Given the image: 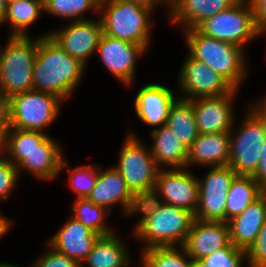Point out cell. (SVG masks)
Masks as SVG:
<instances>
[{
    "instance_id": "cell-32",
    "label": "cell",
    "mask_w": 266,
    "mask_h": 267,
    "mask_svg": "<svg viewBox=\"0 0 266 267\" xmlns=\"http://www.w3.org/2000/svg\"><path fill=\"white\" fill-rule=\"evenodd\" d=\"M65 158L67 157H64L61 169H64L65 167L69 168L68 182L71 189L75 192L76 196L74 199L87 198L98 179L100 164L79 165L72 169L68 165L69 163L65 161Z\"/></svg>"
},
{
    "instance_id": "cell-43",
    "label": "cell",
    "mask_w": 266,
    "mask_h": 267,
    "mask_svg": "<svg viewBox=\"0 0 266 267\" xmlns=\"http://www.w3.org/2000/svg\"><path fill=\"white\" fill-rule=\"evenodd\" d=\"M126 1H131V2H136L139 3L141 5L147 6V7H151L156 9V6H165L166 10L168 7V0H126Z\"/></svg>"
},
{
    "instance_id": "cell-8",
    "label": "cell",
    "mask_w": 266,
    "mask_h": 267,
    "mask_svg": "<svg viewBox=\"0 0 266 267\" xmlns=\"http://www.w3.org/2000/svg\"><path fill=\"white\" fill-rule=\"evenodd\" d=\"M63 102L56 95L34 89L14 94L10 97L11 128L46 133L45 128L57 119Z\"/></svg>"
},
{
    "instance_id": "cell-42",
    "label": "cell",
    "mask_w": 266,
    "mask_h": 267,
    "mask_svg": "<svg viewBox=\"0 0 266 267\" xmlns=\"http://www.w3.org/2000/svg\"><path fill=\"white\" fill-rule=\"evenodd\" d=\"M14 223V220H11L10 218L4 216V214L2 215V213L0 212V238L5 236L9 232L11 226Z\"/></svg>"
},
{
    "instance_id": "cell-14",
    "label": "cell",
    "mask_w": 266,
    "mask_h": 267,
    "mask_svg": "<svg viewBox=\"0 0 266 267\" xmlns=\"http://www.w3.org/2000/svg\"><path fill=\"white\" fill-rule=\"evenodd\" d=\"M62 27L51 30L49 36L70 56L87 66L89 57L97 52L103 34L100 18L68 22Z\"/></svg>"
},
{
    "instance_id": "cell-40",
    "label": "cell",
    "mask_w": 266,
    "mask_h": 267,
    "mask_svg": "<svg viewBox=\"0 0 266 267\" xmlns=\"http://www.w3.org/2000/svg\"><path fill=\"white\" fill-rule=\"evenodd\" d=\"M10 97L0 90V139L11 128Z\"/></svg>"
},
{
    "instance_id": "cell-25",
    "label": "cell",
    "mask_w": 266,
    "mask_h": 267,
    "mask_svg": "<svg viewBox=\"0 0 266 267\" xmlns=\"http://www.w3.org/2000/svg\"><path fill=\"white\" fill-rule=\"evenodd\" d=\"M116 234L100 236L80 267L130 266L132 257L129 255V248Z\"/></svg>"
},
{
    "instance_id": "cell-27",
    "label": "cell",
    "mask_w": 266,
    "mask_h": 267,
    "mask_svg": "<svg viewBox=\"0 0 266 267\" xmlns=\"http://www.w3.org/2000/svg\"><path fill=\"white\" fill-rule=\"evenodd\" d=\"M166 125L175 132L178 139L189 148L199 135L193 111L192 100L178 97L172 104Z\"/></svg>"
},
{
    "instance_id": "cell-36",
    "label": "cell",
    "mask_w": 266,
    "mask_h": 267,
    "mask_svg": "<svg viewBox=\"0 0 266 267\" xmlns=\"http://www.w3.org/2000/svg\"><path fill=\"white\" fill-rule=\"evenodd\" d=\"M0 156V201H6L18 185L20 176L17 167L2 153Z\"/></svg>"
},
{
    "instance_id": "cell-13",
    "label": "cell",
    "mask_w": 266,
    "mask_h": 267,
    "mask_svg": "<svg viewBox=\"0 0 266 267\" xmlns=\"http://www.w3.org/2000/svg\"><path fill=\"white\" fill-rule=\"evenodd\" d=\"M148 51L144 46L102 34L97 52L105 69L124 86L134 81L136 62Z\"/></svg>"
},
{
    "instance_id": "cell-44",
    "label": "cell",
    "mask_w": 266,
    "mask_h": 267,
    "mask_svg": "<svg viewBox=\"0 0 266 267\" xmlns=\"http://www.w3.org/2000/svg\"><path fill=\"white\" fill-rule=\"evenodd\" d=\"M6 7L7 5L5 3V0H0V25H3Z\"/></svg>"
},
{
    "instance_id": "cell-22",
    "label": "cell",
    "mask_w": 266,
    "mask_h": 267,
    "mask_svg": "<svg viewBox=\"0 0 266 267\" xmlns=\"http://www.w3.org/2000/svg\"><path fill=\"white\" fill-rule=\"evenodd\" d=\"M230 159V132L201 134L188 148L187 168L191 166L219 167Z\"/></svg>"
},
{
    "instance_id": "cell-30",
    "label": "cell",
    "mask_w": 266,
    "mask_h": 267,
    "mask_svg": "<svg viewBox=\"0 0 266 267\" xmlns=\"http://www.w3.org/2000/svg\"><path fill=\"white\" fill-rule=\"evenodd\" d=\"M72 204L71 217L79 220L86 227L100 236L114 233V230H112L105 221L106 217L108 218L111 213L106 208L94 204L88 198L75 199Z\"/></svg>"
},
{
    "instance_id": "cell-29",
    "label": "cell",
    "mask_w": 266,
    "mask_h": 267,
    "mask_svg": "<svg viewBox=\"0 0 266 267\" xmlns=\"http://www.w3.org/2000/svg\"><path fill=\"white\" fill-rule=\"evenodd\" d=\"M140 257L141 267H195L182 246L150 247Z\"/></svg>"
},
{
    "instance_id": "cell-41",
    "label": "cell",
    "mask_w": 266,
    "mask_h": 267,
    "mask_svg": "<svg viewBox=\"0 0 266 267\" xmlns=\"http://www.w3.org/2000/svg\"><path fill=\"white\" fill-rule=\"evenodd\" d=\"M252 177L258 182V185L266 191V142L262 146L258 169Z\"/></svg>"
},
{
    "instance_id": "cell-4",
    "label": "cell",
    "mask_w": 266,
    "mask_h": 267,
    "mask_svg": "<svg viewBox=\"0 0 266 267\" xmlns=\"http://www.w3.org/2000/svg\"><path fill=\"white\" fill-rule=\"evenodd\" d=\"M154 12V8L136 2L104 0L99 9L103 34L142 45L149 50Z\"/></svg>"
},
{
    "instance_id": "cell-31",
    "label": "cell",
    "mask_w": 266,
    "mask_h": 267,
    "mask_svg": "<svg viewBox=\"0 0 266 267\" xmlns=\"http://www.w3.org/2000/svg\"><path fill=\"white\" fill-rule=\"evenodd\" d=\"M99 9L98 0H44V12L47 15L63 18L69 22L90 20L83 15L92 10L98 17Z\"/></svg>"
},
{
    "instance_id": "cell-16",
    "label": "cell",
    "mask_w": 266,
    "mask_h": 267,
    "mask_svg": "<svg viewBox=\"0 0 266 267\" xmlns=\"http://www.w3.org/2000/svg\"><path fill=\"white\" fill-rule=\"evenodd\" d=\"M238 89L217 97H200L192 100L198 132L212 134L230 132L235 123L234 99Z\"/></svg>"
},
{
    "instance_id": "cell-1",
    "label": "cell",
    "mask_w": 266,
    "mask_h": 267,
    "mask_svg": "<svg viewBox=\"0 0 266 267\" xmlns=\"http://www.w3.org/2000/svg\"><path fill=\"white\" fill-rule=\"evenodd\" d=\"M86 67L65 52L49 35L40 36L34 59L33 89L66 101L83 80Z\"/></svg>"
},
{
    "instance_id": "cell-23",
    "label": "cell",
    "mask_w": 266,
    "mask_h": 267,
    "mask_svg": "<svg viewBox=\"0 0 266 267\" xmlns=\"http://www.w3.org/2000/svg\"><path fill=\"white\" fill-rule=\"evenodd\" d=\"M87 198L109 212H112V207L119 203L125 216L131 202L132 192L115 167L111 166L104 170L100 164L98 179Z\"/></svg>"
},
{
    "instance_id": "cell-3",
    "label": "cell",
    "mask_w": 266,
    "mask_h": 267,
    "mask_svg": "<svg viewBox=\"0 0 266 267\" xmlns=\"http://www.w3.org/2000/svg\"><path fill=\"white\" fill-rule=\"evenodd\" d=\"M182 32L188 47V54L208 65L239 90L249 72L246 50L231 43L205 36L196 28Z\"/></svg>"
},
{
    "instance_id": "cell-5",
    "label": "cell",
    "mask_w": 266,
    "mask_h": 267,
    "mask_svg": "<svg viewBox=\"0 0 266 267\" xmlns=\"http://www.w3.org/2000/svg\"><path fill=\"white\" fill-rule=\"evenodd\" d=\"M8 36L6 45L0 46V90L8 97L33 89L34 59L40 36ZM4 48V49H3Z\"/></svg>"
},
{
    "instance_id": "cell-2",
    "label": "cell",
    "mask_w": 266,
    "mask_h": 267,
    "mask_svg": "<svg viewBox=\"0 0 266 267\" xmlns=\"http://www.w3.org/2000/svg\"><path fill=\"white\" fill-rule=\"evenodd\" d=\"M247 109L239 127L235 130L233 124L230 130L228 165L236 175L253 176L266 142V98L248 104Z\"/></svg>"
},
{
    "instance_id": "cell-19",
    "label": "cell",
    "mask_w": 266,
    "mask_h": 267,
    "mask_svg": "<svg viewBox=\"0 0 266 267\" xmlns=\"http://www.w3.org/2000/svg\"><path fill=\"white\" fill-rule=\"evenodd\" d=\"M99 237V234L69 216L59 231L48 240V245L81 265Z\"/></svg>"
},
{
    "instance_id": "cell-6",
    "label": "cell",
    "mask_w": 266,
    "mask_h": 267,
    "mask_svg": "<svg viewBox=\"0 0 266 267\" xmlns=\"http://www.w3.org/2000/svg\"><path fill=\"white\" fill-rule=\"evenodd\" d=\"M194 214L166 203L158 208L133 233L142 240L145 250L150 247L183 246L191 230Z\"/></svg>"
},
{
    "instance_id": "cell-18",
    "label": "cell",
    "mask_w": 266,
    "mask_h": 267,
    "mask_svg": "<svg viewBox=\"0 0 266 267\" xmlns=\"http://www.w3.org/2000/svg\"><path fill=\"white\" fill-rule=\"evenodd\" d=\"M176 91L160 83H148L138 90L134 99L137 117L144 124L160 127L166 124L169 110L179 97Z\"/></svg>"
},
{
    "instance_id": "cell-12",
    "label": "cell",
    "mask_w": 266,
    "mask_h": 267,
    "mask_svg": "<svg viewBox=\"0 0 266 267\" xmlns=\"http://www.w3.org/2000/svg\"><path fill=\"white\" fill-rule=\"evenodd\" d=\"M51 136L31 151H0L18 169L29 172L38 180L52 181L61 174L64 159L63 148Z\"/></svg>"
},
{
    "instance_id": "cell-39",
    "label": "cell",
    "mask_w": 266,
    "mask_h": 267,
    "mask_svg": "<svg viewBox=\"0 0 266 267\" xmlns=\"http://www.w3.org/2000/svg\"><path fill=\"white\" fill-rule=\"evenodd\" d=\"M258 27V36L266 34V0H248Z\"/></svg>"
},
{
    "instance_id": "cell-7",
    "label": "cell",
    "mask_w": 266,
    "mask_h": 267,
    "mask_svg": "<svg viewBox=\"0 0 266 267\" xmlns=\"http://www.w3.org/2000/svg\"><path fill=\"white\" fill-rule=\"evenodd\" d=\"M196 29L205 36L243 49H246L248 42L251 43L259 37L248 0H239L227 10L205 19Z\"/></svg>"
},
{
    "instance_id": "cell-10",
    "label": "cell",
    "mask_w": 266,
    "mask_h": 267,
    "mask_svg": "<svg viewBox=\"0 0 266 267\" xmlns=\"http://www.w3.org/2000/svg\"><path fill=\"white\" fill-rule=\"evenodd\" d=\"M236 173L229 165L210 167L199 181V201L194 217L202 221L226 222V200Z\"/></svg>"
},
{
    "instance_id": "cell-21",
    "label": "cell",
    "mask_w": 266,
    "mask_h": 267,
    "mask_svg": "<svg viewBox=\"0 0 266 267\" xmlns=\"http://www.w3.org/2000/svg\"><path fill=\"white\" fill-rule=\"evenodd\" d=\"M266 222V191L251 202L242 213L227 221L231 244L247 251L256 241Z\"/></svg>"
},
{
    "instance_id": "cell-34",
    "label": "cell",
    "mask_w": 266,
    "mask_h": 267,
    "mask_svg": "<svg viewBox=\"0 0 266 267\" xmlns=\"http://www.w3.org/2000/svg\"><path fill=\"white\" fill-rule=\"evenodd\" d=\"M48 133L10 128L0 139V151H31L38 147Z\"/></svg>"
},
{
    "instance_id": "cell-26",
    "label": "cell",
    "mask_w": 266,
    "mask_h": 267,
    "mask_svg": "<svg viewBox=\"0 0 266 267\" xmlns=\"http://www.w3.org/2000/svg\"><path fill=\"white\" fill-rule=\"evenodd\" d=\"M44 13V0H19L6 7L4 24L11 28L9 36H29L28 29Z\"/></svg>"
},
{
    "instance_id": "cell-37",
    "label": "cell",
    "mask_w": 266,
    "mask_h": 267,
    "mask_svg": "<svg viewBox=\"0 0 266 267\" xmlns=\"http://www.w3.org/2000/svg\"><path fill=\"white\" fill-rule=\"evenodd\" d=\"M48 248L28 267H80V265L65 254L59 253L47 244Z\"/></svg>"
},
{
    "instance_id": "cell-15",
    "label": "cell",
    "mask_w": 266,
    "mask_h": 267,
    "mask_svg": "<svg viewBox=\"0 0 266 267\" xmlns=\"http://www.w3.org/2000/svg\"><path fill=\"white\" fill-rule=\"evenodd\" d=\"M155 187L163 203L195 214L199 201V181L187 167L159 169Z\"/></svg>"
},
{
    "instance_id": "cell-9",
    "label": "cell",
    "mask_w": 266,
    "mask_h": 267,
    "mask_svg": "<svg viewBox=\"0 0 266 267\" xmlns=\"http://www.w3.org/2000/svg\"><path fill=\"white\" fill-rule=\"evenodd\" d=\"M128 133L120 149L118 163L113 166L133 193L155 187L159 167L150 147L140 140L135 132Z\"/></svg>"
},
{
    "instance_id": "cell-33",
    "label": "cell",
    "mask_w": 266,
    "mask_h": 267,
    "mask_svg": "<svg viewBox=\"0 0 266 267\" xmlns=\"http://www.w3.org/2000/svg\"><path fill=\"white\" fill-rule=\"evenodd\" d=\"M162 200L159 195V191L156 187L145 189L142 191H137L132 194L131 202L129 208L125 214L136 215L140 213L142 215L140 219L134 224L132 233L153 213H155L158 208L162 205Z\"/></svg>"
},
{
    "instance_id": "cell-11",
    "label": "cell",
    "mask_w": 266,
    "mask_h": 267,
    "mask_svg": "<svg viewBox=\"0 0 266 267\" xmlns=\"http://www.w3.org/2000/svg\"><path fill=\"white\" fill-rule=\"evenodd\" d=\"M182 99L217 97L231 93L235 88L208 65L187 54L178 73Z\"/></svg>"
},
{
    "instance_id": "cell-28",
    "label": "cell",
    "mask_w": 266,
    "mask_h": 267,
    "mask_svg": "<svg viewBox=\"0 0 266 267\" xmlns=\"http://www.w3.org/2000/svg\"><path fill=\"white\" fill-rule=\"evenodd\" d=\"M263 192L252 176L236 175L227 194L226 222L242 213Z\"/></svg>"
},
{
    "instance_id": "cell-35",
    "label": "cell",
    "mask_w": 266,
    "mask_h": 267,
    "mask_svg": "<svg viewBox=\"0 0 266 267\" xmlns=\"http://www.w3.org/2000/svg\"><path fill=\"white\" fill-rule=\"evenodd\" d=\"M244 260L247 262L246 251L225 247L195 262V267H243Z\"/></svg>"
},
{
    "instance_id": "cell-20",
    "label": "cell",
    "mask_w": 266,
    "mask_h": 267,
    "mask_svg": "<svg viewBox=\"0 0 266 267\" xmlns=\"http://www.w3.org/2000/svg\"><path fill=\"white\" fill-rule=\"evenodd\" d=\"M239 0H169V22L182 30L195 29L205 19L234 6Z\"/></svg>"
},
{
    "instance_id": "cell-45",
    "label": "cell",
    "mask_w": 266,
    "mask_h": 267,
    "mask_svg": "<svg viewBox=\"0 0 266 267\" xmlns=\"http://www.w3.org/2000/svg\"><path fill=\"white\" fill-rule=\"evenodd\" d=\"M17 265L6 263V262H0V267H16Z\"/></svg>"
},
{
    "instance_id": "cell-46",
    "label": "cell",
    "mask_w": 266,
    "mask_h": 267,
    "mask_svg": "<svg viewBox=\"0 0 266 267\" xmlns=\"http://www.w3.org/2000/svg\"><path fill=\"white\" fill-rule=\"evenodd\" d=\"M19 0H5L6 5H9L11 3L17 2Z\"/></svg>"
},
{
    "instance_id": "cell-17",
    "label": "cell",
    "mask_w": 266,
    "mask_h": 267,
    "mask_svg": "<svg viewBox=\"0 0 266 267\" xmlns=\"http://www.w3.org/2000/svg\"><path fill=\"white\" fill-rule=\"evenodd\" d=\"M182 247L187 255L197 262L219 249L234 246L230 242L227 222L202 221L195 218Z\"/></svg>"
},
{
    "instance_id": "cell-24",
    "label": "cell",
    "mask_w": 266,
    "mask_h": 267,
    "mask_svg": "<svg viewBox=\"0 0 266 267\" xmlns=\"http://www.w3.org/2000/svg\"><path fill=\"white\" fill-rule=\"evenodd\" d=\"M150 147L156 165L160 169L186 168L188 148L178 139L169 126L152 128Z\"/></svg>"
},
{
    "instance_id": "cell-38",
    "label": "cell",
    "mask_w": 266,
    "mask_h": 267,
    "mask_svg": "<svg viewBox=\"0 0 266 267\" xmlns=\"http://www.w3.org/2000/svg\"><path fill=\"white\" fill-rule=\"evenodd\" d=\"M247 267H266V222L262 225L255 243L246 251Z\"/></svg>"
}]
</instances>
